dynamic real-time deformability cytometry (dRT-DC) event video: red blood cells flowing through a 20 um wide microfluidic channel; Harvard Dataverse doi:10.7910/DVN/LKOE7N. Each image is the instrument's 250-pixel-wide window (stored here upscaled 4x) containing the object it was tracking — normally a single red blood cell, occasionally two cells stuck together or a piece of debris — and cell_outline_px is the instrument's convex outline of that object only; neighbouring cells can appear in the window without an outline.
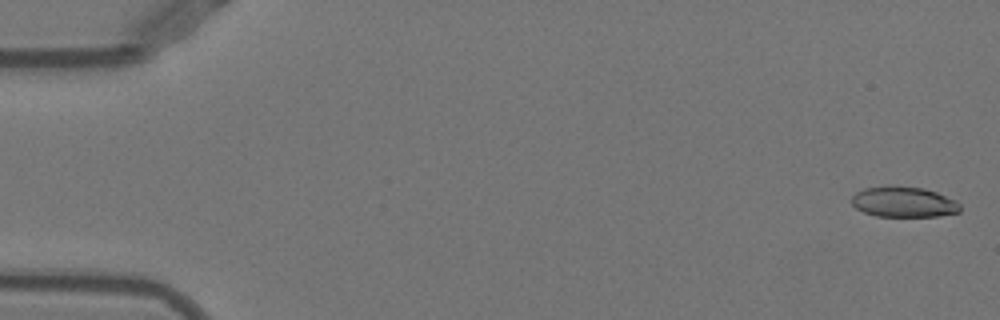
{"species": "Egyptian fruit bat (a non-hibernating species)", "species_latin": "Rousettus aegyptiacus", "temperature_condition": "warm", "stored_images_in_passage": 52, "camera_frame_rate_fps": 3000, "um_per_image_px": 0.085, "animal": {"sex": "female"}, "frame": {"image": 1, "passage_image": 2, "time_ms": 0.333, "image_size_px": [1000, 320], "cell_outline_px": [[960, 212], [936, 216], [876, 216], [864, 212], [856, 208], [852, 204], [852, 196], [856, 192], [864, 188], [888, 184], [896, 184], [924, 188], [936, 192], [956, 200], [960, 204]], "centroid_in_image_um": [76.79, 17.13], "position_along_channel_um": 8.2, "area_um2": 19.65}}
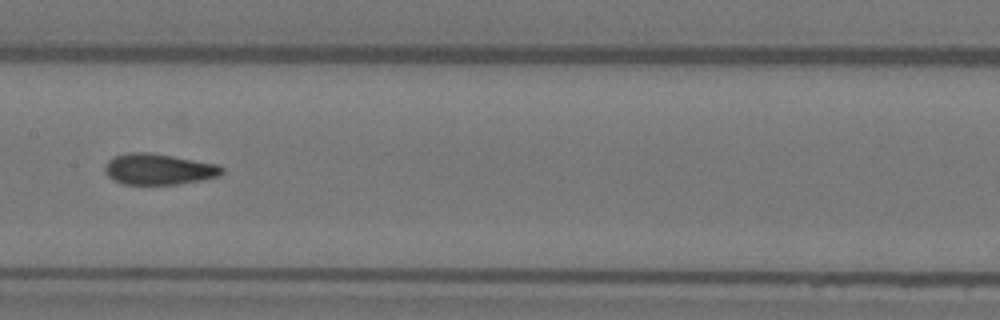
{"frame": {"image": 2, "passage_image": 27, "time_ms": 8.667, "image_size_px": [1000, 320], "cell_outline_px": [[224, 172], [220, 176], [204, 180], [176, 184], [124, 184], [112, 180], [104, 172], [104, 164], [112, 156], [128, 152], [148, 152], [172, 156], [216, 164], [224, 168]], "centroid_in_image_um": [13.45, 14.38], "position_along_channel_um": 193.9, "area_um2": 21.33}}
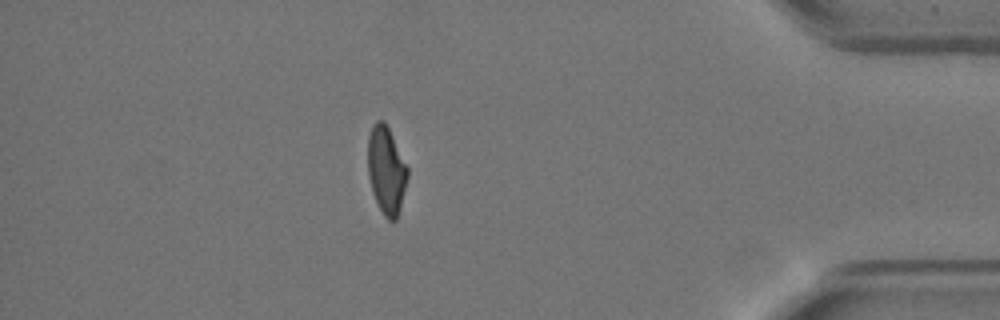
{"frame": {"image": 3, "passage_image": 46, "time_ms": 15.0, "image_size_px": [1000, 320], "cell_outline_px": [[408, 176], [400, 208], [396, 220], [388, 220], [384, 216], [372, 192], [368, 176], [368, 136], [372, 124], [376, 120], [384, 120], [408, 168]], "centroid_in_image_um": [32.82, 14.46], "position_along_channel_um": 402.4, "area_um2": 20.11}, "authors_computed_cell_mechanics": {"area_um2": 21.097, "velocity_mm_per_s": 3.9513, "shape_relaxation_time_tau1_ms": 5.8576, "shape_relaxation_time_tau2_ms": 1.2687, "deformation_change_tau1": 0.2124, "deformation_change_tau2": 0.0868}}